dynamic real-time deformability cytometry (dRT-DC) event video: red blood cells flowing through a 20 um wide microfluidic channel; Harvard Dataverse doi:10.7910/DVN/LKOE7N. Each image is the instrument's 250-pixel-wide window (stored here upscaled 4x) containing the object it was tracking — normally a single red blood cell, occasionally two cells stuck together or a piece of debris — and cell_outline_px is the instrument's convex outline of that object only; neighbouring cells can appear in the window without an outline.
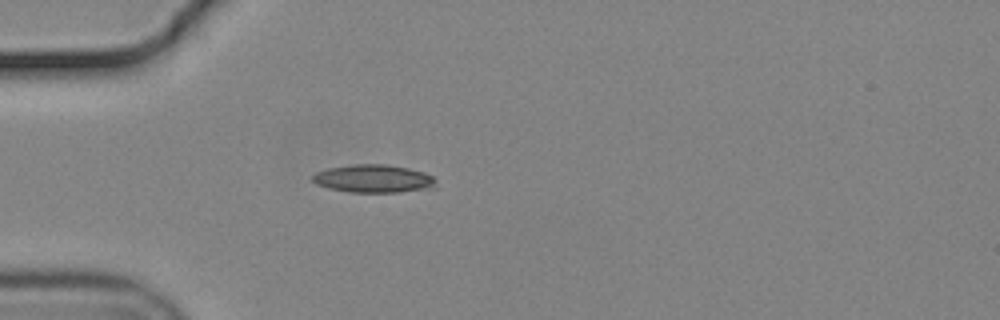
{"species": "common noctule bat (a hibernating species)", "species_latin": "Nyctalus noctula", "temperature_condition": "cold", "stored_images_in_passage": 36, "camera_frame_rate_fps": 3000, "um_per_image_px": 0.085, "animal": {"sex": "male", "body_mass_g": 19.2, "forearm_length_mm": 51.8}, "frame": {"image": 1, "passage_image": 1, "time_ms": 0.0, "image_size_px": [1000, 320], "cell_outline_px": [[436, 188], [400, 192], [352, 192], [328, 188], [316, 184], [312, 180], [312, 176], [316, 172], [328, 168], [356, 164], [384, 164], [408, 168], [424, 172], [432, 176], [436, 180]], "centroid_in_image_um": [31.78, 15.19], "position_along_channel_um": 53.2, "area_um2": 20.17}}
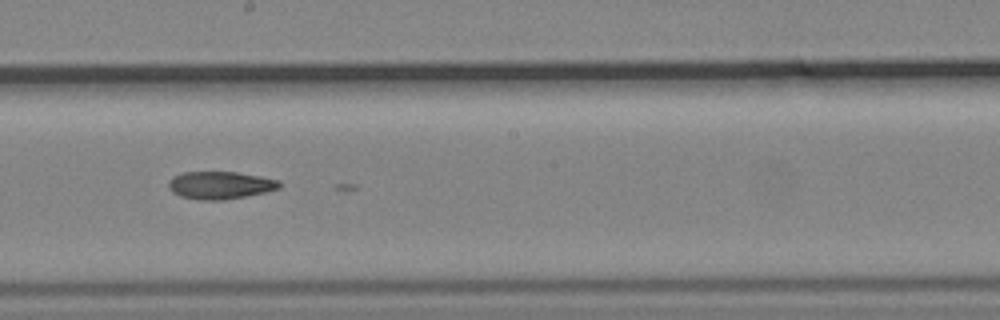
{"frame": {"image": 2, "passage_image": 16, "time_ms": 5.0, "image_size_px": [1000, 320], "cell_outline_px": [[280, 188], [264, 192], [224, 200], [200, 200], [180, 196], [172, 192], [168, 188], [168, 180], [172, 176], [184, 172], [236, 172], [260, 176], [280, 180]], "centroid_in_image_um": [18.68, 15.74], "position_along_channel_um": 229.5, "area_um2": 17.86}}
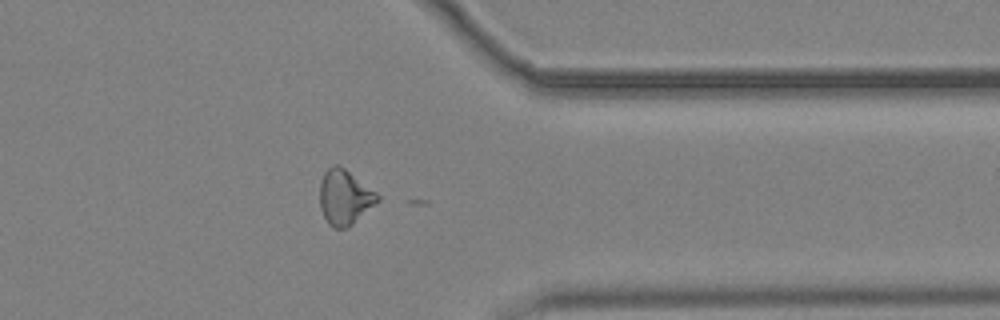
{"frame": {"image": 3, "passage_image": 29, "time_ms": 9.333, "image_size_px": [1000, 320], "cell_outline_px": [[380, 200], [348, 228], [332, 228], [328, 224], [320, 208], [320, 180], [324, 172], [332, 164], [336, 164], [344, 168], [376, 192], [380, 196]], "centroid_in_image_um": [29.28, 16.77], "position_along_channel_um": 382.1, "area_um2": 18.5}}